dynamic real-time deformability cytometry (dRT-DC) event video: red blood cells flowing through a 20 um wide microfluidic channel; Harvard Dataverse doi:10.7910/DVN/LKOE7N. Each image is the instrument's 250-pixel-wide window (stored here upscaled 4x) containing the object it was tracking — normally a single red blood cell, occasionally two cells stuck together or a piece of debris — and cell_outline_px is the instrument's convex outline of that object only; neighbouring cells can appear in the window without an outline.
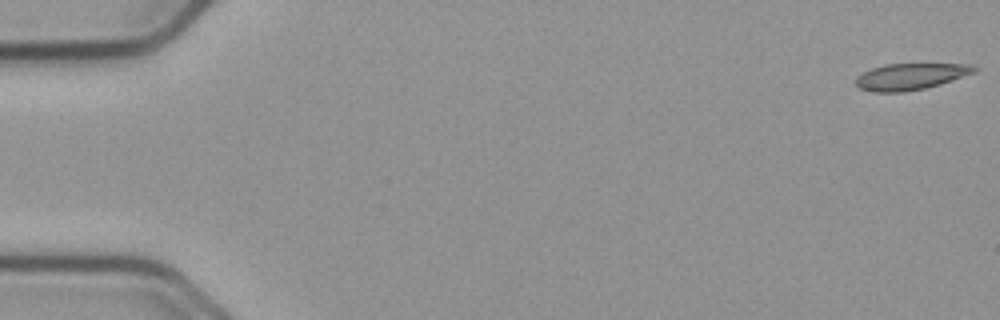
{"species": "common noctule bat (a hibernating species)", "species_latin": "Nyctalus noctula", "temperature_condition": "cold", "stored_images_in_passage": 54, "camera_frame_rate_fps": 3000, "um_per_image_px": 0.085, "animal": {"sex": "male", "body_mass_g": 23.1, "forearm_length_mm": 52.7}, "frame": {"image": 1, "passage_image": 1, "time_ms": 0.0, "image_size_px": [1000, 320], "cell_outline_px": [[980, 68], [976, 72], [940, 84], [924, 88], [904, 92], [872, 92], [860, 88], [856, 84], [856, 76], [872, 68], [888, 64], [968, 64]], "centroid_in_image_um": [77.41, 6.5], "position_along_channel_um": 7.6, "area_um2": 18.15}}
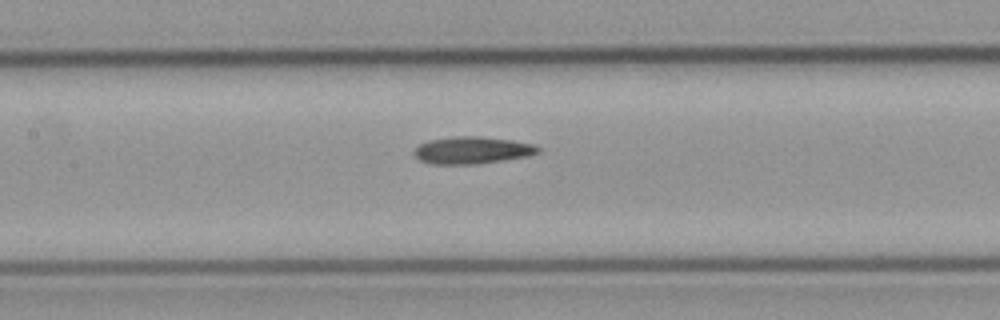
{"frame": {"image": 2, "passage_image": 26, "time_ms": 8.333, "image_size_px": [1000, 320], "cell_outline_px": [[540, 152], [528, 156], [504, 160], [476, 164], [432, 164], [420, 160], [412, 152], [420, 144], [428, 140], [452, 136], [480, 136], [512, 140], [532, 144], [540, 148]], "centroid_in_image_um": [40.12, 12.76], "position_along_channel_um": 167.3, "area_um2": 19.65}}
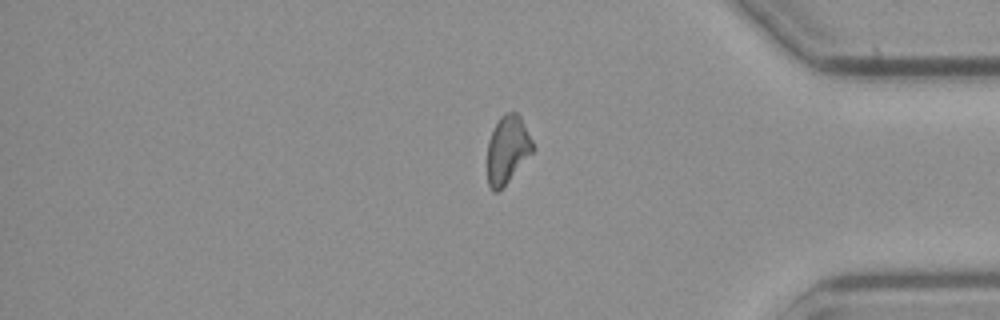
{"frame": {"image": 3, "passage_image": 46, "time_ms": 15.0, "image_size_px": [1000, 320], "cell_outline_px": [[536, 148], [508, 180], [496, 192], [492, 192], [488, 184], [488, 140], [500, 116], [504, 112], [516, 112], [520, 116]], "centroid_in_image_um": [43.14, 12.68], "position_along_channel_um": 392.1, "area_um2": 17.63}}